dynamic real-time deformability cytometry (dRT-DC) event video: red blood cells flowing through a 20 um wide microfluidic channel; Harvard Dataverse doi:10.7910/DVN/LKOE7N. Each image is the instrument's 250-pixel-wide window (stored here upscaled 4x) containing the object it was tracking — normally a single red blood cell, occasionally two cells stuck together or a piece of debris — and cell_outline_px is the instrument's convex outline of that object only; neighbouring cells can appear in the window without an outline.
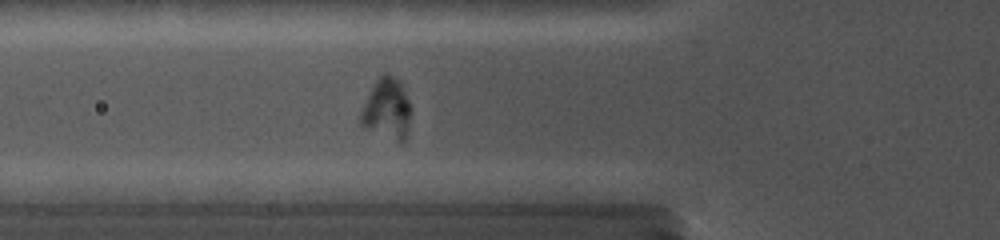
{"species": "common noctule bat (a hibernating species)", "species_latin": "Nyctalus noctula", "temperature_condition": "cold", "stored_images_in_passage": 42, "camera_frame_rate_fps": 5000, "um_per_image_px": 0.085, "animal": {"sex": "female", "body_mass_g": 19.0, "forearm_length_mm": 56.7}, "frame": {"image": 1, "passage_image": 15, "time_ms": 6.0, "image_size_px": [1000, 240], "cell_outline_px": [[408, 128], [404, 140], [396, 140], [364, 128], [360, 124], [360, 112], [372, 84], [384, 72], [388, 72], [400, 80], [408, 100]], "centroid_in_image_um": [32.83, 9.2], "position_along_channel_um": 93.0, "area_um2": 17.46}}
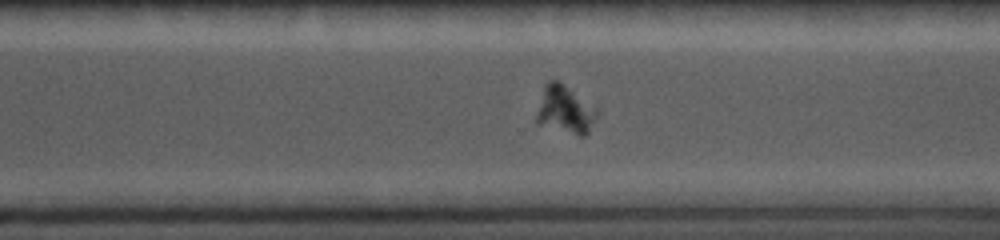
{"frame": {"image": 2, "passage_image": 31, "time_ms": 12.2, "image_size_px": [1000, 240], "cell_outline_px": [[600, 112], [588, 132], [584, 136], [580, 136], [536, 124], [536, 116], [544, 84], [548, 80], [560, 80], [596, 108]], "centroid_in_image_um": [48.03, 9.32], "position_along_channel_um": 322.6, "area_um2": 16.99}}
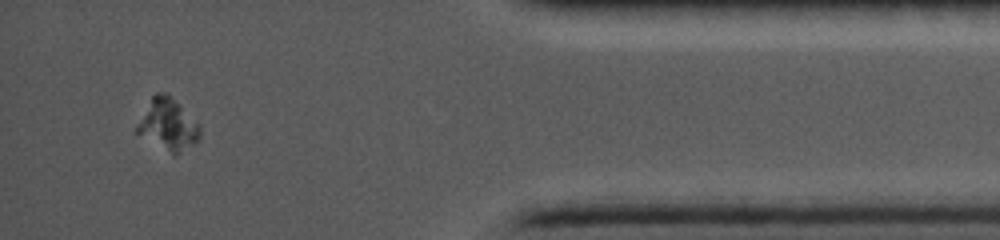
{"frame": {"image": 3, "passage_image": 40, "time_ms": 15.6, "image_size_px": [1000, 240], "cell_outline_px": [[200, 140], [176, 156], [172, 156], [136, 132], [136, 128], [152, 96], [156, 92], [168, 92], [200, 124]], "centroid_in_image_um": [14.33, 10.61], "position_along_channel_um": 420.9, "area_um2": 19.02}}